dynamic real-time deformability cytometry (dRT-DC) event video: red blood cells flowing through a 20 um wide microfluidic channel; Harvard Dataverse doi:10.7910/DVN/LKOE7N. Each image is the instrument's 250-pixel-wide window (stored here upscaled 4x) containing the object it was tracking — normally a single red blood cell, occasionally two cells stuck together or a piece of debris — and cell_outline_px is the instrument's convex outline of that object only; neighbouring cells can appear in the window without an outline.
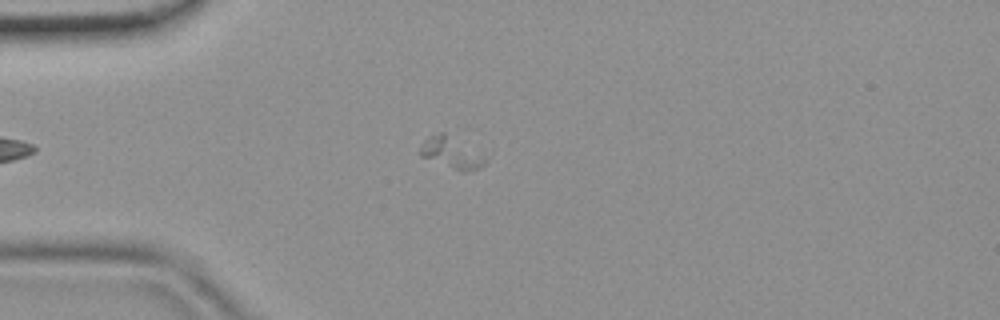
{"species": "common noctule bat (a hibernating species)", "species_latin": "Nyctalus noctula", "temperature_condition": "room temperature", "stored_images_in_passage": 37, "camera_frame_rate_fps": 3000, "um_per_image_px": 0.085, "animal": {"sex": "female", "body_mass_g": 19.9}, "frame": {"image": 1, "passage_image": 5, "time_ms": 1.333, "image_size_px": [1000, 320], "cell_outline_px": [[488, 160], [480, 168], [464, 172], [420, 156], [416, 152], [424, 140], [428, 136], [440, 132], [444, 132]], "centroid_in_image_um": [38.28, 12.99], "position_along_channel_um": 46.7, "area_um2": 11.44}}
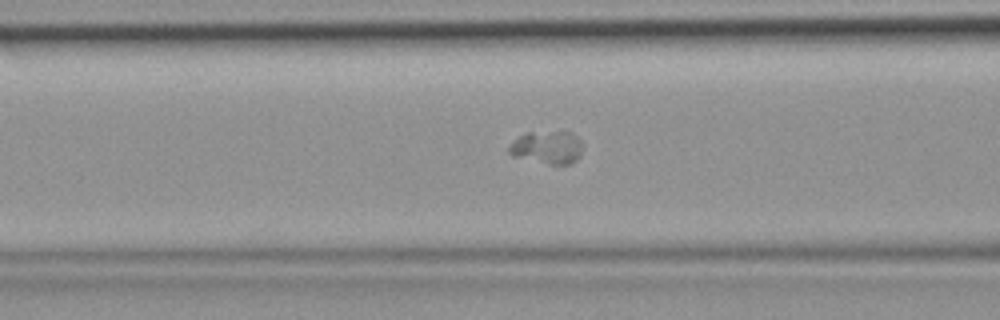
{"frame": {"image": 2, "passage_image": 11, "time_ms": 3.333, "image_size_px": [1000, 320], "cell_outline_px": [[580, 156], [572, 164], [548, 164], [512, 156], [508, 152], [508, 148], [520, 136], [528, 132], [572, 132], [580, 136]], "centroid_in_image_um": [46.54, 12.53], "position_along_channel_um": 120.1, "area_um2": 13.99}}
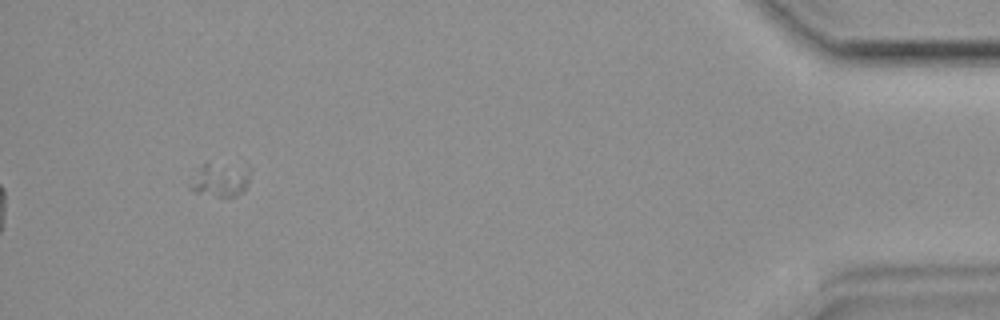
{"frame": {"image": 3, "passage_image": 35, "time_ms": 11.333, "image_size_px": [1000, 320], "cell_outline_px": [[248, 184], [244, 192], [232, 196], [216, 196], [196, 192], [188, 188], [188, 184], [200, 168], [204, 164], [208, 164], [248, 172]], "centroid_in_image_um": [18.62, 15.39], "position_along_channel_um": 416.6, "area_um2": 10.58}}